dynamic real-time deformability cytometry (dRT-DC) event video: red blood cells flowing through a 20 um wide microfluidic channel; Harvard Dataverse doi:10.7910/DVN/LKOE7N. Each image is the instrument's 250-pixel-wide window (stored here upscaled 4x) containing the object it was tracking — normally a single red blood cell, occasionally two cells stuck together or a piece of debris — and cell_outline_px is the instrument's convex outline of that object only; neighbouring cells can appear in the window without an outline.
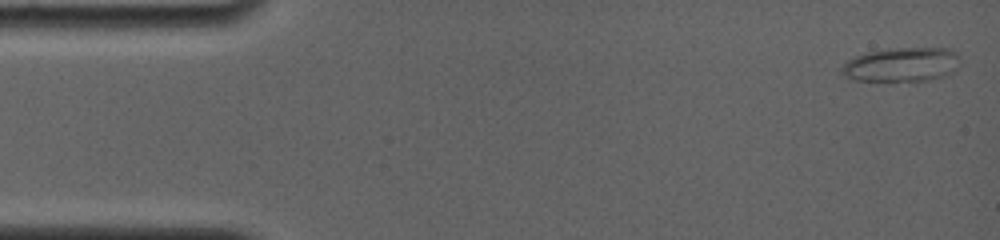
{"species": "common noctule bat (a hibernating species)", "species_latin": "Nyctalus noctula", "temperature_condition": "room temperature", "stored_images_in_passage": 42, "camera_frame_rate_fps": 4000, "um_per_image_px": 0.085, "animal": {"sex": "female", "body_mass_g": 19.0, "forearm_length_mm": 56.7}, "frame": {"image": 1, "passage_image": 1, "time_ms": 0.0, "image_size_px": [1000, 240], "cell_outline_px": [[956, 56], [948, 72], [940, 76], [928, 80], [852, 80], [840, 72], [840, 68], [848, 60], [856, 56], [868, 52], [900, 48], [952, 48], [956, 52]], "centroid_in_image_um": [76.51, 5.48], "position_along_channel_um": 8.5, "area_um2": 22.48}}
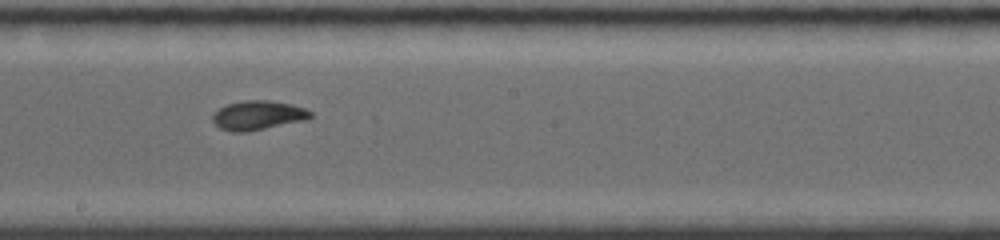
{"frame": {"image": 2, "passage_image": 24, "time_ms": 8.75, "image_size_px": [1000, 240], "cell_outline_px": [[312, 116], [304, 120], [244, 132], [232, 132], [220, 128], [212, 120], [212, 116], [220, 108], [228, 104], [244, 100], [268, 100], [292, 104], [304, 108], [312, 112]], "centroid_in_image_um": [21.92, 9.79], "position_along_channel_um": 226.3, "area_um2": 16.36}}
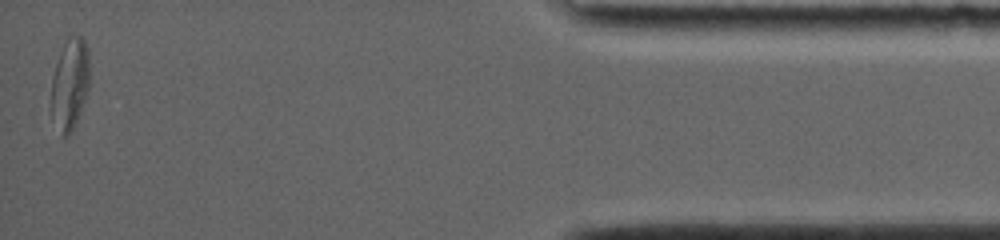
{"frame": {"image": 3, "passage_image": 42, "time_ms": 15.75, "image_size_px": [1000, 240], "cell_outline_px": [[88, 88], [76, 124], [72, 132], [68, 136], [60, 136], [52, 112], [52, 76], [60, 52], [68, 36], [80, 36], [84, 40], [88, 48]], "centroid_in_image_um": [5.94, 7.15], "position_along_channel_um": 429.3, "area_um2": 20.06}, "authors_computed_cell_mechanics": {"area_um2": 16.2707, "velocity_mm_per_s": 3.8254, "shape_relaxation_time_tau1_ms": 7.2339, "shape_relaxation_time_tau2_ms": 2.4737, "deformation_change_tau1": 0.2076, "deformation_change_tau2": 0.066}}